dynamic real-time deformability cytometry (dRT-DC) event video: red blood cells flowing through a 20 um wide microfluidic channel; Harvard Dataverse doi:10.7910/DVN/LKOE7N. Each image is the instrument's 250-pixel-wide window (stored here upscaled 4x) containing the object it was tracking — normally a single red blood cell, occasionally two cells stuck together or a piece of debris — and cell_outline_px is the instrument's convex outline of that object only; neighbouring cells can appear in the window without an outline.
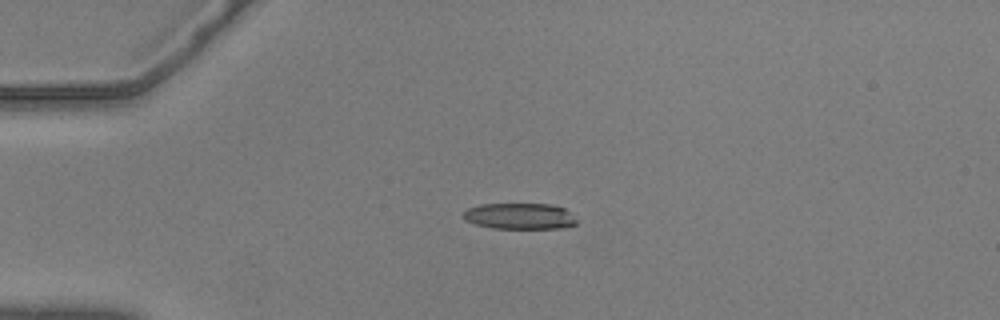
{"species": "common noctule bat (a hibernating species)", "species_latin": "Nyctalus noctula", "temperature_condition": "warm", "stored_images_in_passage": 43, "camera_frame_rate_fps": 3000, "um_per_image_px": 0.085, "animal": {"sex": "male", "body_mass_g": 20.5, "forearm_length_mm": 52.5}, "frame": {"image": 1, "passage_image": 1, "time_ms": 0.0, "image_size_px": [1000, 320], "cell_outline_px": [[576, 224], [568, 228], [492, 228], [476, 224], [464, 220], [460, 216], [468, 208], [480, 204], [548, 204], [564, 208], [576, 220]], "centroid_in_image_um": [44.14, 18.38], "position_along_channel_um": 40.9, "area_um2": 17.22}}
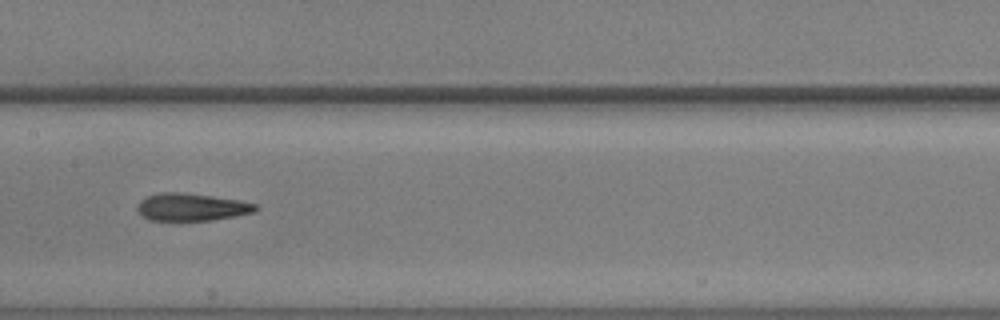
{"frame": {"image": 2, "passage_image": 16, "time_ms": 5.0, "image_size_px": [1000, 320], "cell_outline_px": [[260, 208], [256, 212], [208, 220], [148, 220], [136, 208], [140, 200], [148, 196], [160, 192], [180, 192], [240, 200], [256, 204]], "centroid_in_image_um": [16.29, 17.59], "position_along_channel_um": 191.1, "area_um2": 18.73}}
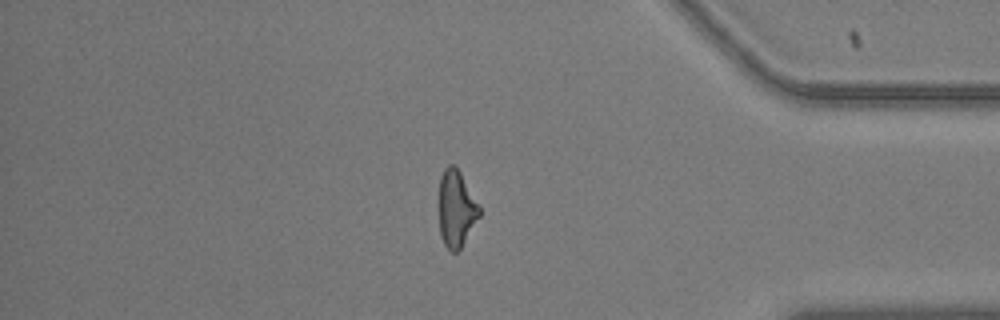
{"frame": {"image": 3, "passage_image": 35, "time_ms": 11.333, "image_size_px": [1000, 320], "cell_outline_px": [[480, 216], [460, 248], [456, 252], [452, 252], [444, 244], [440, 236], [440, 176], [444, 168], [448, 164], [452, 164], [460, 172], [480, 208]], "centroid_in_image_um": [38.77, 17.74], "position_along_channel_um": 396.4, "area_um2": 17.63}, "authors_computed_cell_mechanics": {"area_um2": 18.7272, "velocity_mm_per_s": 3.643, "shape_relaxation_time_tau1_ms": 8.9536, "shape_relaxation_time_tau2_ms": 3.0202, "deformation_change_tau1": 0.2454, "deformation_change_tau2": 0.1379}}